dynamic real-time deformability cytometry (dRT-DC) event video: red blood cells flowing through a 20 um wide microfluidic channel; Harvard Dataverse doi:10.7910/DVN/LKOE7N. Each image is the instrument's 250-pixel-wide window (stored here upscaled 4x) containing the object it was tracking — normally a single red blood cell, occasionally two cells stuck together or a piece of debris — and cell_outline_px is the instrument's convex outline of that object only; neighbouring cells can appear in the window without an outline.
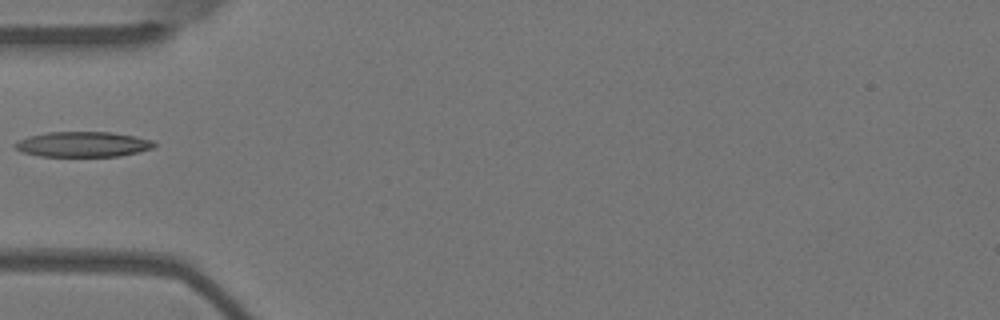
{"species": "Egyptian fruit bat (a non-hibernating species)", "species_latin": "Rousettus aegyptiacus", "temperature_condition": "warm", "stored_images_in_passage": 38, "camera_frame_rate_fps": 3000, "um_per_image_px": 0.085, "animal": {"sex": "female"}, "frame": {"image": 1, "passage_image": 1, "time_ms": 0.0, "image_size_px": [1000, 320], "cell_outline_px": [[156, 144], [152, 148], [120, 156], [40, 156], [20, 152], [12, 144], [28, 136], [48, 132], [112, 132], [136, 136], [152, 140]], "centroid_in_image_um": [7.02, 12.26], "position_along_channel_um": 78.0, "area_um2": 20.46}}
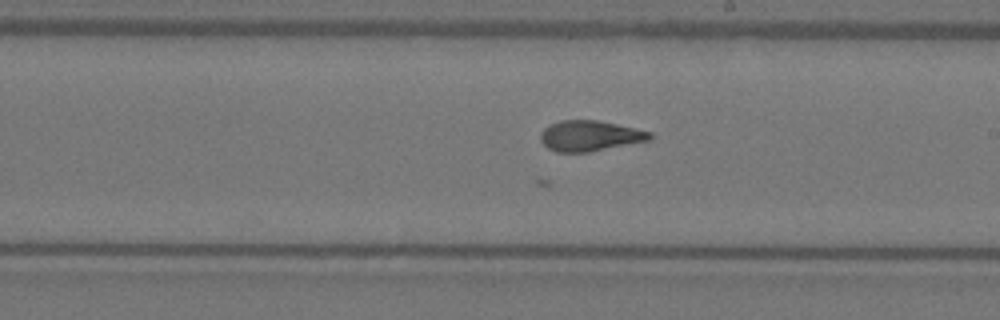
{"frame": {"image": 2, "passage_image": 14, "time_ms": 4.333, "image_size_px": [1000, 320], "cell_outline_px": [[652, 140], [588, 152], [556, 152], [548, 148], [540, 140], [540, 132], [548, 124], [560, 120], [596, 120], [636, 128], [652, 132]], "centroid_in_image_um": [50.13, 11.54], "position_along_channel_um": 238.9, "area_um2": 19.59}}
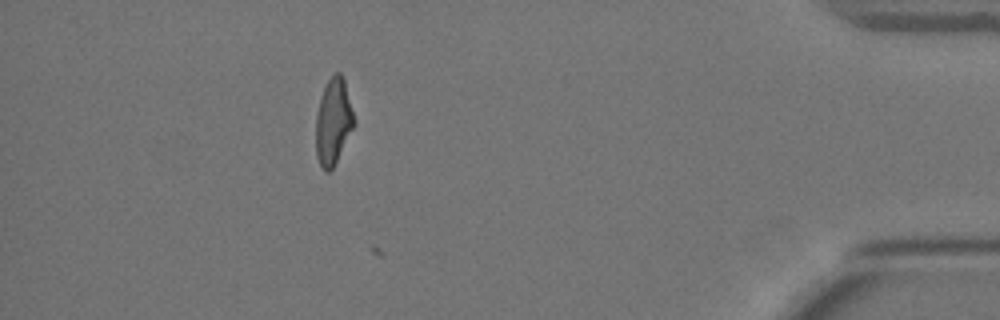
{"frame": {"image": 3, "passage_image": 32, "time_ms": 10.333, "image_size_px": [1000, 320], "cell_outline_px": [[356, 124], [332, 168], [328, 172], [324, 172], [316, 156], [316, 116], [320, 96], [328, 80], [336, 72], [340, 72], [344, 80], [356, 120]], "centroid_in_image_um": [28.34, 10.33], "position_along_channel_um": 406.9, "area_um2": 19.19}}